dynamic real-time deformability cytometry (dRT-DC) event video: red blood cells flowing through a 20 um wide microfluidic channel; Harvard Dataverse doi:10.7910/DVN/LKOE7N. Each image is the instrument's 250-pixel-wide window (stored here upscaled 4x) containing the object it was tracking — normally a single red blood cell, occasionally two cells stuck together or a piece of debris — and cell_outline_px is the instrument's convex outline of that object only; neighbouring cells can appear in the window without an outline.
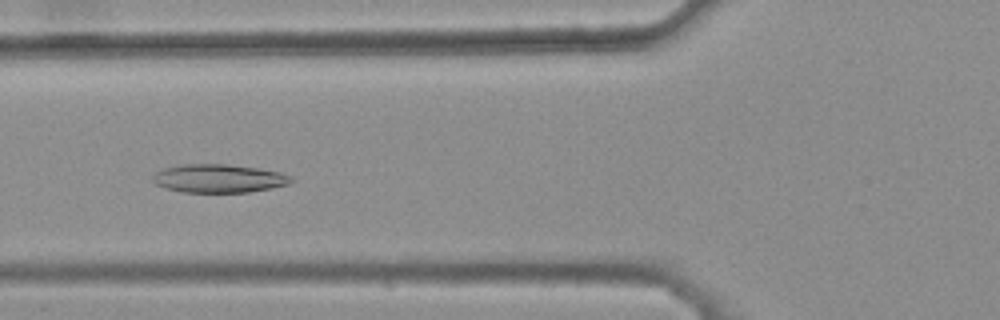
{"species": "common noctule bat (a hibernating species)", "species_latin": "Nyctalus noctula", "temperature_condition": "warm", "stored_images_in_passage": 40, "camera_frame_rate_fps": 3000, "um_per_image_px": 0.085, "animal": {"sex": "female", "body_mass_g": 25.1}, "frame": {"image": 1, "passage_image": 16, "time_ms": 5.0, "image_size_px": [1000, 320], "cell_outline_px": [[296, 180], [288, 184], [272, 188], [248, 192], [184, 192], [164, 188], [156, 184], [152, 180], [152, 176], [156, 172], [164, 168], [180, 164], [228, 164], [260, 168], [280, 172], [292, 176]], "centroid_in_image_um": [18.62, 15.16], "position_along_channel_um": 107.2, "area_um2": 23.12}}
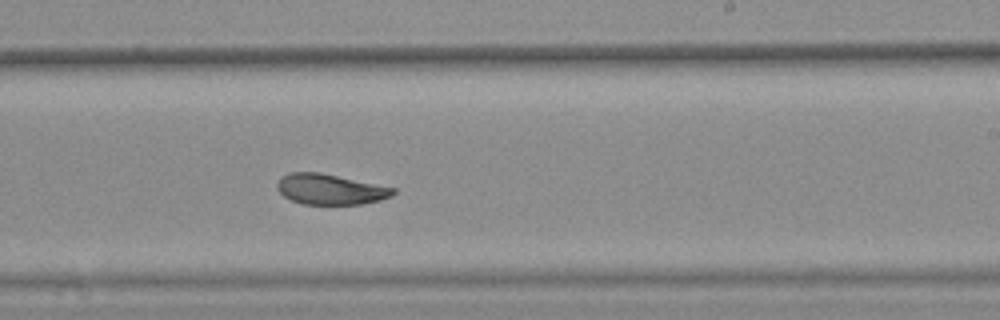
{"frame": {"image": 2, "passage_image": 28, "time_ms": 9.0, "image_size_px": [1000, 320], "cell_outline_px": [[396, 192], [392, 196], [380, 200], [360, 204], [304, 204], [292, 200], [284, 196], [276, 188], [276, 184], [288, 172], [320, 172], [396, 188]], "centroid_in_image_um": [28.09, 16.08], "position_along_channel_um": 260.9, "area_um2": 20.52}}
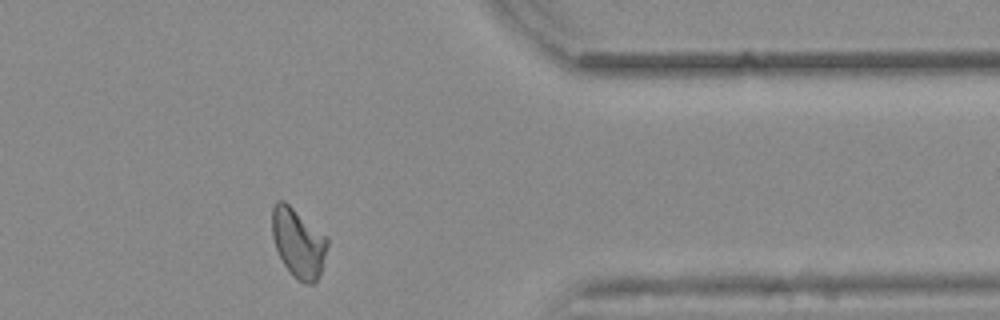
{"frame": {"image": 3, "passage_image": 39, "time_ms": 12.667, "image_size_px": [1000, 320], "cell_outline_px": [[328, 244], [320, 272], [316, 280], [312, 284], [308, 284], [296, 280], [292, 276], [284, 264], [276, 248], [272, 236], [272, 208], [276, 200], [284, 200], [324, 236], [328, 240]], "centroid_in_image_um": [25.32, 20.65], "position_along_channel_um": 386.1, "area_um2": 21.79}, "authors_computed_cell_mechanics": {"area_um2": 22.0218, "velocity_mm_per_s": 3.8463, "shape_relaxation_time_tau1_ms": null, "shape_relaxation_time_tau2_ms": 2.5466, "deformation_change_tau1": null, "deformation_change_tau2": 0.0737}}